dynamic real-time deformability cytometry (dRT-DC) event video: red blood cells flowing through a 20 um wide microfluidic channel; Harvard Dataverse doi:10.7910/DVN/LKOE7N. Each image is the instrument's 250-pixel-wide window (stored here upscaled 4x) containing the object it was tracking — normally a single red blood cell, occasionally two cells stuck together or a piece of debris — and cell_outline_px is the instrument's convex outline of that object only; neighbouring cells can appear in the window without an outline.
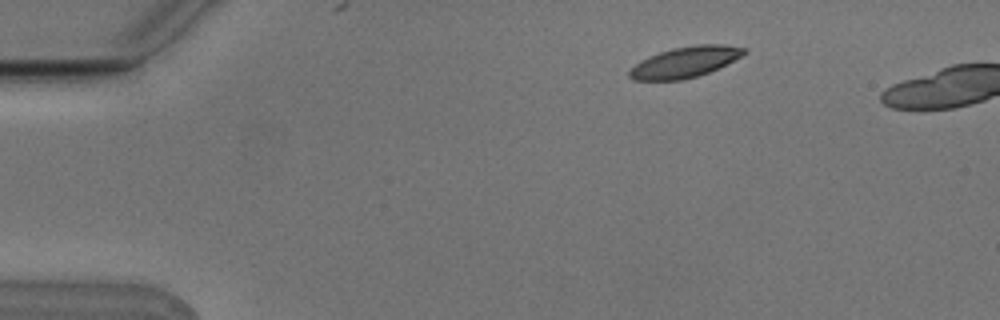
{"species": "Egyptian fruit bat (a non-hibernating species)", "species_latin": "Rousettus aegyptiacus", "temperature_condition": "cold", "stored_images_in_passage": 2, "camera_frame_rate_fps": 3000, "um_per_image_px": 0.085, "animal": {"sex": "male"}, "frame": {"image": 1, "passage_image": 1, "time_ms": 0.0, "image_size_px": [1000, 320], "cell_outline_px": [[748, 52], [708, 72], [696, 76], [680, 80], [632, 80], [628, 76], [628, 72], [640, 60], [648, 56], [672, 48], [696, 44], [724, 44], [748, 48]], "centroid_in_image_um": [58.2, 5.26], "position_along_channel_um": 26.8, "area_um2": 20.4}}